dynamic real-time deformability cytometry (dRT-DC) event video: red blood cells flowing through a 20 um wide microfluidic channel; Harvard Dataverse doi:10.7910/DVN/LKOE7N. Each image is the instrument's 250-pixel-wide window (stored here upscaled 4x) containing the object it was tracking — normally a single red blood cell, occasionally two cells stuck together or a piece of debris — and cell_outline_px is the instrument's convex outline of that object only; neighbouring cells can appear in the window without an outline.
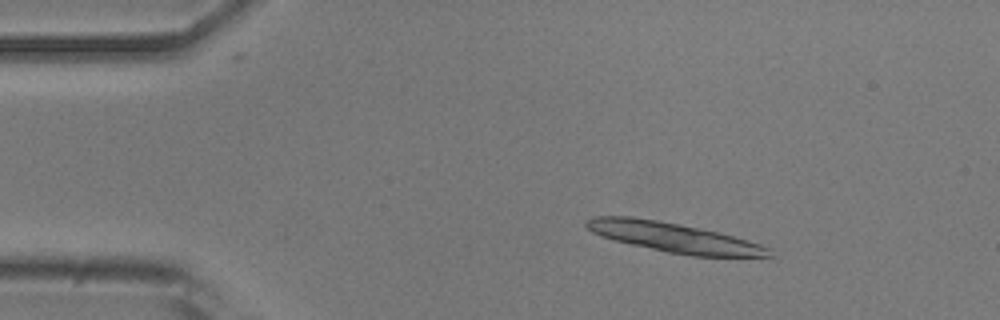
{"species": "common noctule bat (a hibernating species)", "species_latin": "Nyctalus noctula", "temperature_condition": "room temperature", "stored_images_in_passage": 6, "segment_of_instrument_passage": [1, 2], "camera_frame_rate_fps": 3000, "um_per_image_px": 0.085, "animal": {"sex": "male", "body_mass_g": 20.5, "forearm_length_mm": 52.5}, "frame": {"image": 1, "passage_image": 3, "time_ms": 0.667, "image_size_px": [1000, 320], "cell_outline_px": [[776, 256], [692, 256], [668, 252], [632, 244], [600, 236], [592, 232], [584, 224], [584, 220], [592, 216], [632, 216], [680, 224], [700, 228], [748, 240], [772, 248]], "centroid_in_image_um": [57.27, 20.17], "position_along_channel_um": 27.7, "area_um2": 31.39}}